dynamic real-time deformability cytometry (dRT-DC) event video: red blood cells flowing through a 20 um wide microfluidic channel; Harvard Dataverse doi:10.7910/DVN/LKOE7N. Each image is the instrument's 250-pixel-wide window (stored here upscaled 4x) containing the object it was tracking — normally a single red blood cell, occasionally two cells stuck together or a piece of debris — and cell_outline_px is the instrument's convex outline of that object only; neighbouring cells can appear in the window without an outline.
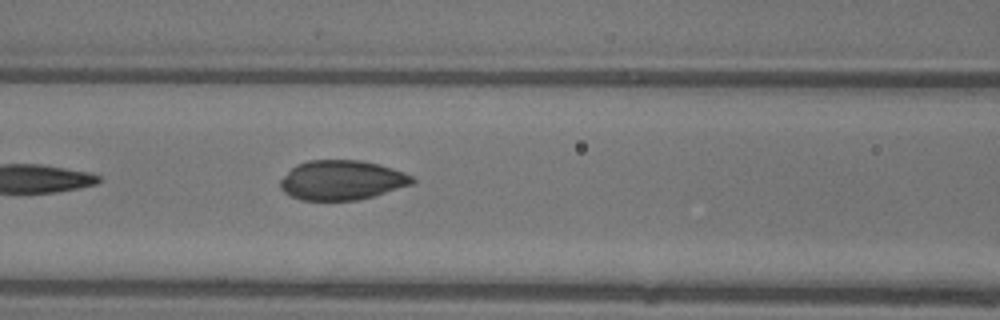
{"species": "common noctule bat (a hibernating species)", "species_latin": "Nyctalus noctula", "temperature_condition": "warm", "stored_images_in_passage": 4, "camera_frame_rate_fps": 3000, "um_per_image_px": 0.085, "animal": {"sex": "female"}, "frame": {"image": 1, "passage_image": 4, "time_ms": 1.0, "image_size_px": [1000, 320], "cell_outline_px": [[416, 180], [412, 184], [372, 196], [356, 200], [300, 200], [284, 192], [280, 188], [280, 180], [296, 164], [308, 160], [360, 160], [392, 168], [404, 172], [412, 176]], "centroid_in_image_um": [29.03, 15.31], "position_along_channel_um": 137.6, "area_um2": 30.23}}